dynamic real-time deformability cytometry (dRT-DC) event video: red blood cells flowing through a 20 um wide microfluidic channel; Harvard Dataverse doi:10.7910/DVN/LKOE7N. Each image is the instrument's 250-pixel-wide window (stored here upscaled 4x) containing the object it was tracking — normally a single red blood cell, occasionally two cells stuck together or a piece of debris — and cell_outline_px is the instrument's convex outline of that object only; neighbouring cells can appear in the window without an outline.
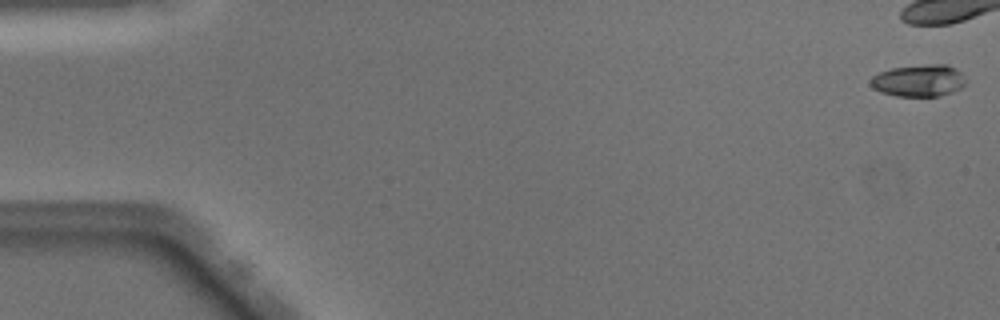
{"species": "Egyptian fruit bat (a non-hibernating species)", "species_latin": "Rousettus aegyptiacus", "temperature_condition": "warm", "stored_images_in_passage": 40, "camera_frame_rate_fps": 3000, "um_per_image_px": 0.085, "animal": {"sex": "male"}, "frame": {"image": 1, "passage_image": 1, "time_ms": 0.0, "image_size_px": [1000, 320], "cell_outline_px": [[964, 84], [960, 88], [952, 92], [940, 96], [896, 96], [880, 92], [872, 88], [868, 84], [872, 76], [880, 72], [892, 68], [928, 64], [948, 64], [956, 68], [960, 72], [964, 80]], "centroid_in_image_um": [78.05, 6.85], "position_along_channel_um": 6.9, "area_um2": 17.8}, "authors_computed_cell_mechanics": {"area_um2": 17.9758, "velocity_mm_per_s": 4.0632, "shape_relaxation_time_tau1_ms": 9.4954, "shape_relaxation_time_tau2_ms": 9.3308, "deformation_change_tau1": 0.2458, "deformation_change_tau2": 0.1283}}